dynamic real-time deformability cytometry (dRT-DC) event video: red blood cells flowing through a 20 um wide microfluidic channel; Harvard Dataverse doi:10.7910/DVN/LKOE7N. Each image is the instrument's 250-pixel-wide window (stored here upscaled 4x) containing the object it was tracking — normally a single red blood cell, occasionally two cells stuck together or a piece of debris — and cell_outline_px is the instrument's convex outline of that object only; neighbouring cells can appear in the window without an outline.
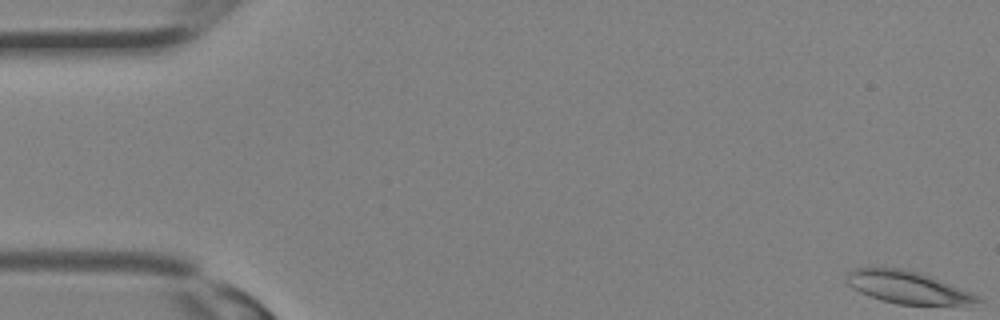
{"species": "Egyptian fruit bat (a non-hibernating species)", "species_latin": "Rousettus aegyptiacus", "temperature_condition": "room temperature", "stored_images_in_passage": 21, "camera_frame_rate_fps": 3000, "um_per_image_px": 0.085, "animal": {"sex": "female"}, "frame": {"image": 1, "passage_image": 1, "time_ms": 0.0, "image_size_px": [1000, 320], "cell_outline_px": [[980, 300], [964, 304], [896, 304], [860, 292], [852, 288], [844, 280], [848, 272], [852, 268], [904, 268], [928, 276], [972, 292], [980, 296]], "centroid_in_image_um": [77.07, 24.4], "position_along_channel_um": 7.9, "area_um2": 24.04}}
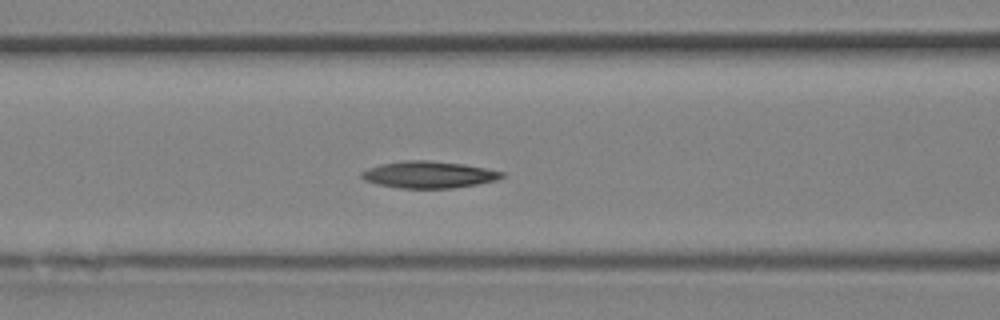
{"frame": {"image": 2, "passage_image": 14, "time_ms": 4.333, "image_size_px": [1000, 320], "cell_outline_px": [[504, 176], [496, 180], [476, 184], [452, 188], [400, 188], [376, 184], [364, 180], [360, 176], [360, 172], [368, 168], [380, 164], [404, 160], [428, 160], [464, 164], [504, 172]], "centroid_in_image_um": [36.4, 14.84], "position_along_channel_um": 130.2, "area_um2": 21.91}}
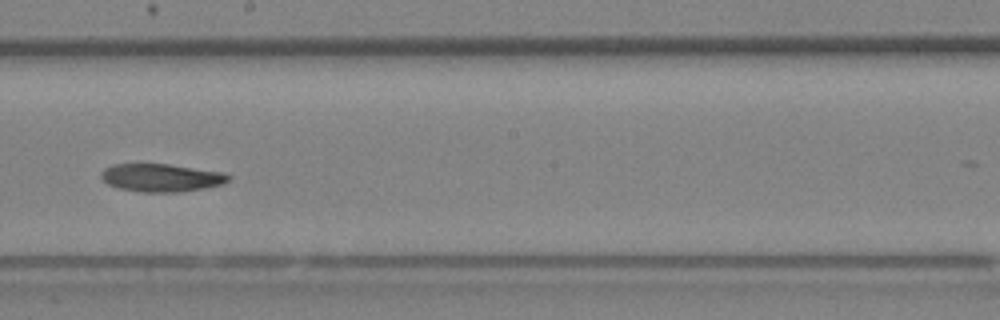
{"frame": {"image": 3, "passage_image": 19, "time_ms": 6.0, "image_size_px": [1000, 320], "cell_outline_px": [[232, 176], [228, 180], [220, 184], [180, 192], [140, 192], [120, 188], [108, 184], [100, 176], [100, 172], [104, 168], [112, 164], [168, 164], [224, 172]], "centroid_in_image_um": [13.67, 15.09], "position_along_channel_um": 234.5, "area_um2": 20.58}}